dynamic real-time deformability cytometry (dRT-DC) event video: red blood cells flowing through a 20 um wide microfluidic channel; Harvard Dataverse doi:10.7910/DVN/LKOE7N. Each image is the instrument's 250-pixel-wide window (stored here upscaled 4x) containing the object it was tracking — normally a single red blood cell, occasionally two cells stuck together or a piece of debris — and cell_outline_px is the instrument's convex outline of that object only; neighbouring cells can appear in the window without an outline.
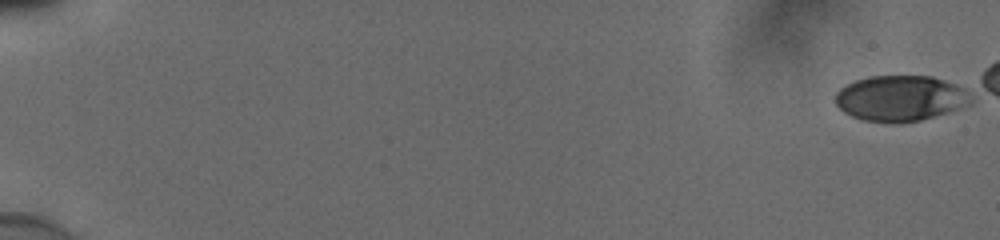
{"species": "human", "species_latin": "Homo sapiens", "temperature_condition": "cold", "stored_images_in_passage": 52, "camera_frame_rate_fps": 3000, "um_per_image_px": 0.085, "donor": {"sex": "male"}, "frame": {"image": 1, "passage_image": 1, "time_ms": 0.0, "image_size_px": [1000, 240], "cell_outline_px": [[956, 88], [952, 108], [948, 112], [920, 120], [900, 124], [864, 120], [852, 116], [844, 112], [836, 104], [836, 92], [840, 88], [856, 80], [868, 76], [932, 76], [944, 80], [952, 84]], "centroid_in_image_um": [76.18, 8.36], "position_along_channel_um": 8.8, "area_um2": 33.7}}
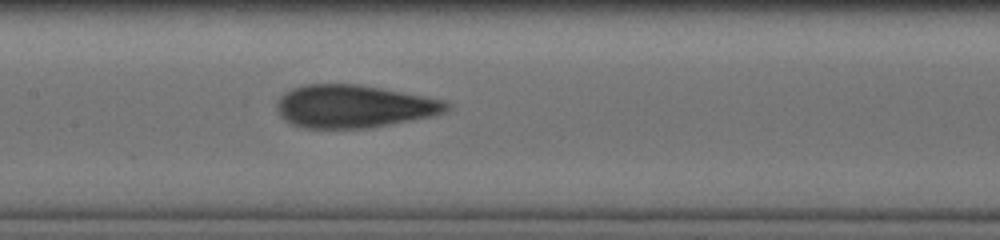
{"frame": {"image": 2, "passage_image": 30, "time_ms": 9.667, "image_size_px": [1000, 240], "cell_outline_px": [[452, 108], [444, 112], [432, 116], [412, 120], [368, 128], [304, 128], [292, 124], [284, 120], [280, 116], [276, 108], [276, 104], [280, 96], [284, 92], [292, 88], [304, 84], [356, 84], [380, 88], [424, 96], [444, 100], [452, 104]], "centroid_in_image_um": [30.06, 9.04], "position_along_channel_um": 177.3, "area_um2": 42.48}}
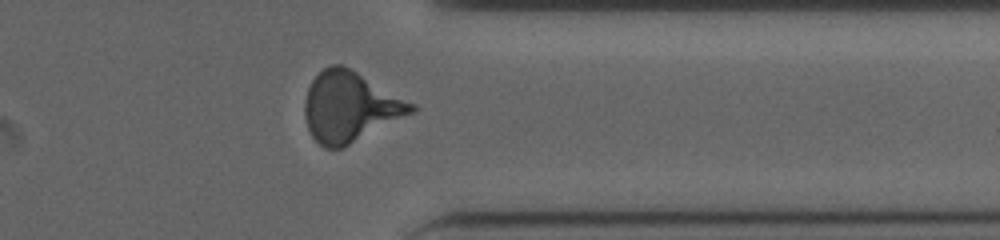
{"frame": {"image": 3, "passage_image": 46, "time_ms": 15.0, "image_size_px": [1000, 240], "cell_outline_px": [[416, 112], [344, 148], [324, 148], [312, 136], [308, 128], [304, 116], [304, 104], [308, 88], [312, 80], [324, 68], [332, 64], [340, 64], [356, 72], [416, 104]], "centroid_in_image_um": [29.76, 9.11], "position_along_channel_um": 381.6, "area_um2": 43.52}}